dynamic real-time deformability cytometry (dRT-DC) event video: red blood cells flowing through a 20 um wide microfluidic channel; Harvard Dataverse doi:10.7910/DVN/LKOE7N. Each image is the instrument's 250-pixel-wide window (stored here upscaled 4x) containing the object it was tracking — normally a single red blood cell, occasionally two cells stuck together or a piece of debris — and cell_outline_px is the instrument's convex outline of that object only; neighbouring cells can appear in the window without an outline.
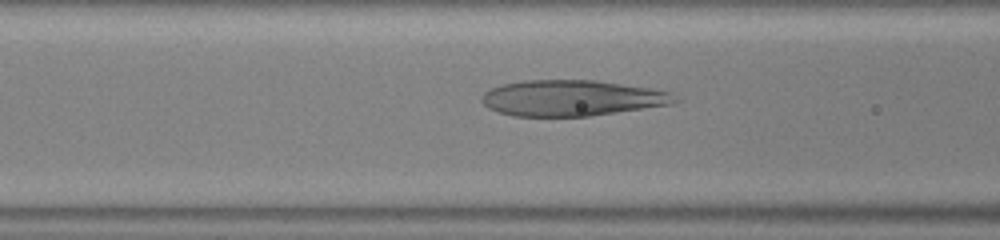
{"species": "human", "species_latin": "Homo sapiens", "temperature_condition": "warm", "stored_images_in_passage": 44, "camera_frame_rate_fps": 3000, "um_per_image_px": 0.085, "donor": {"sex": "male"}, "frame": {"image": 1, "passage_image": 18, "time_ms": 5.667, "image_size_px": [1000, 240], "cell_outline_px": [[680, 100], [672, 104], [588, 116], [512, 116], [488, 108], [480, 100], [480, 96], [484, 92], [492, 88], [504, 84], [524, 80], [596, 80], [652, 88], [668, 92]], "centroid_in_image_um": [48.58, 8.33], "position_along_channel_um": 118.0, "area_um2": 40.23}}
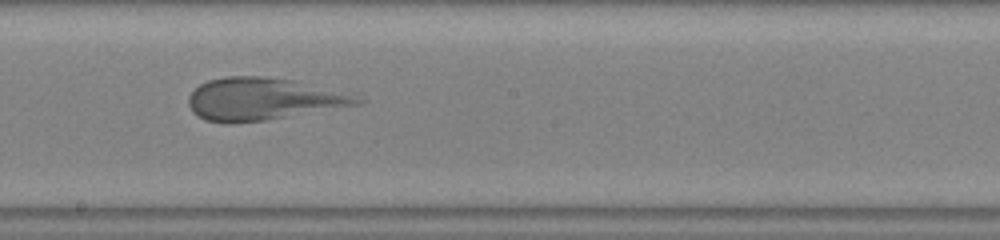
{"frame": {"image": 2, "passage_image": 25, "time_ms": 8.0, "image_size_px": [1000, 240], "cell_outline_px": [[368, 100], [360, 104], [264, 120], [232, 124], [228, 124], [204, 120], [196, 116], [192, 112], [188, 104], [188, 96], [200, 84], [208, 80], [224, 76], [264, 76], [292, 80]], "centroid_in_image_um": [22.22, 8.43], "position_along_channel_um": 226.0, "area_um2": 41.04}}
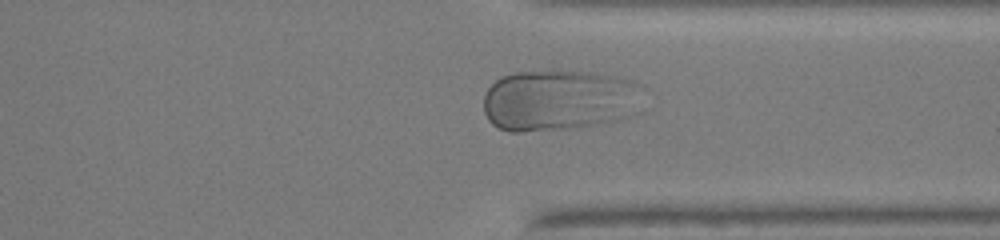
{"frame": {"image": 3, "passage_image": 34, "time_ms": 11.0, "image_size_px": [1000, 240], "cell_outline_px": [[648, 88], [628, 116], [616, 120], [596, 124], [572, 128], [520, 132], [508, 132], [492, 124], [488, 120], [484, 112], [484, 96], [488, 88], [500, 76], [516, 72], [588, 72], [616, 76], [632, 80]], "centroid_in_image_um": [47.51, 8.52], "position_along_channel_um": 363.9, "area_um2": 56.93}}